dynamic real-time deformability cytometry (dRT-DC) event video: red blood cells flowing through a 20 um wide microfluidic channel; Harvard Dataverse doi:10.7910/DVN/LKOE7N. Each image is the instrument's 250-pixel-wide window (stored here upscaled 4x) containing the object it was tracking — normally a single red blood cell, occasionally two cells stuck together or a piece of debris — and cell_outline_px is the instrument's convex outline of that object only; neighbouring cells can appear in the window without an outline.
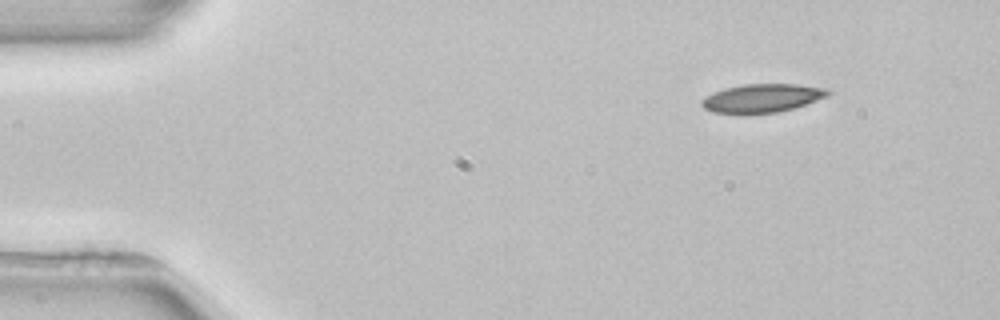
{"species": "common noctule bat (a hibernating species)", "species_latin": "Nyctalus noctula", "temperature_condition": "room temperature", "stored_images_in_passage": 5, "segment_of_instrument_passage": [2, 2], "camera_frame_rate_fps": 3000, "um_per_image_px": 0.085, "animal": {"sex": "female", "body_mass_g": 22.7, "forearm_length_mm": 54.2}, "frame": {"image": 1, "passage_image": 5, "time_ms": 6.333, "image_size_px": [1000, 320], "cell_outline_px": [[832, 92], [828, 96], [792, 108], [776, 112], [712, 112], [704, 108], [700, 104], [700, 100], [704, 96], [712, 92], [724, 88], [744, 84], [796, 84], [828, 88]], "centroid_in_image_um": [64.77, 8.31], "position_along_channel_um": 20.2, "area_um2": 20.63}}